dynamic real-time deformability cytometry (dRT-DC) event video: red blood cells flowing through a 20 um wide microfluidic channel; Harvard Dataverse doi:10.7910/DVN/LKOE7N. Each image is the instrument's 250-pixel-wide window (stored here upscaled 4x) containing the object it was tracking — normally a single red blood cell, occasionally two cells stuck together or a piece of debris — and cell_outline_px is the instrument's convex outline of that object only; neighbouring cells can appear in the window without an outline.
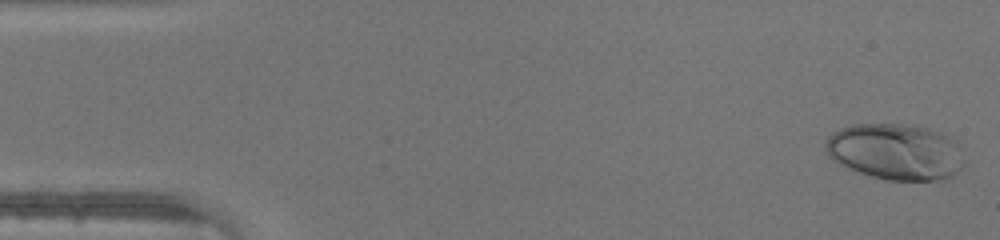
{"species": "human", "species_latin": "Homo sapiens", "temperature_condition": "warm", "stored_images_in_passage": 45, "camera_frame_rate_fps": 3000, "um_per_image_px": 0.085, "donor": {"sex": "male"}, "frame": {"image": 1, "passage_image": 1, "time_ms": 0.0, "image_size_px": [1000, 240], "cell_outline_px": [[964, 164], [956, 172], [944, 180], [884, 180], [836, 164], [828, 156], [824, 148], [824, 144], [828, 136], [832, 132], [840, 128], [852, 124], [900, 124], [928, 128], [940, 132], [956, 140], [964, 160]], "centroid_in_image_um": [76.08, 12.89], "position_along_channel_um": 8.9, "area_um2": 45.78}}
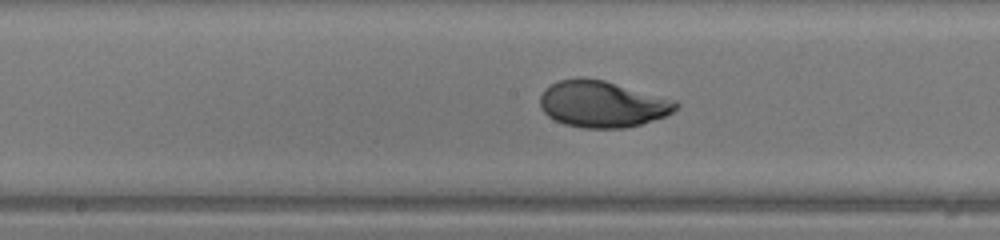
{"frame": {"image": 2, "passage_image": 23, "time_ms": 7.333, "image_size_px": [1000, 240], "cell_outline_px": [[680, 104], [672, 112], [664, 116], [640, 124], [624, 128], [584, 128], [564, 124], [548, 116], [540, 108], [540, 96], [544, 88], [560, 80], [580, 76], [584, 76], [604, 80], [676, 100]], "centroid_in_image_um": [51.17, 8.83], "position_along_channel_um": 197.0, "area_um2": 36.88}}
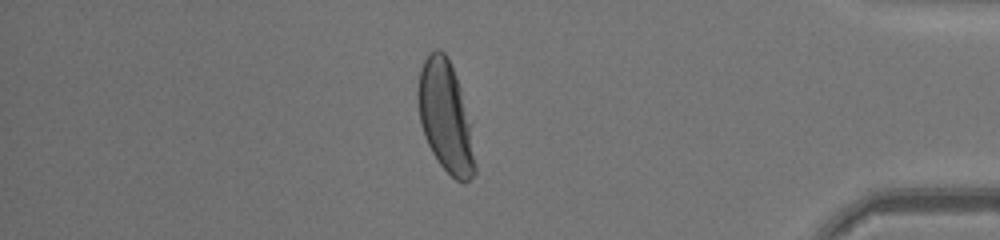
{"frame": {"image": 3, "passage_image": 39, "time_ms": 12.667, "image_size_px": [1000, 240], "cell_outline_px": [[476, 172], [464, 184], [456, 180], [440, 164], [432, 152], [424, 136], [420, 124], [416, 96], [416, 92], [420, 68], [424, 60], [436, 48], [440, 48], [448, 56], [456, 76], [460, 88], [468, 124], [476, 164]], "centroid_in_image_um": [37.82, 9.91], "position_along_channel_um": 397.4, "area_um2": 36.36}}